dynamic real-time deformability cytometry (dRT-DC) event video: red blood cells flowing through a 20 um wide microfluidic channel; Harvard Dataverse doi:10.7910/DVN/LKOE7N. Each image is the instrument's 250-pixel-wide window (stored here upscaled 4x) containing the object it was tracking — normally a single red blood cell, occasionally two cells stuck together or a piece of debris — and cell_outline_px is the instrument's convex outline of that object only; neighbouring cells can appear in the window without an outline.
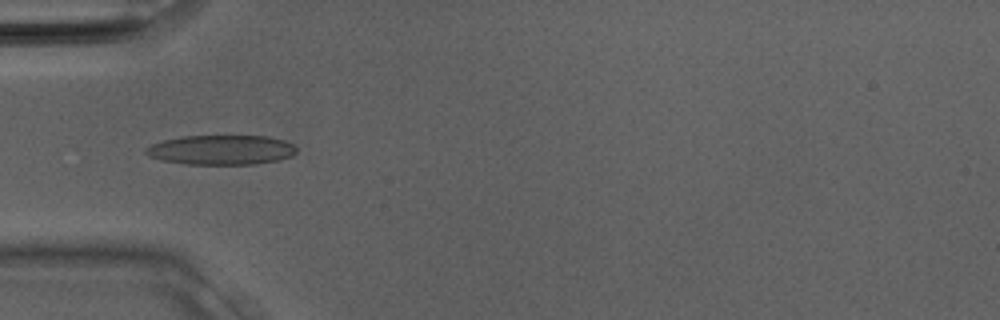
{"species": "Egyptian fruit bat (a non-hibernating species)", "species_latin": "Rousettus aegyptiacus", "temperature_condition": "room temperature", "stored_images_in_passage": 31, "camera_frame_rate_fps": 3000, "um_per_image_px": 0.085, "animal": {"sex": "male"}, "frame": {"image": 1, "passage_image": 9, "time_ms": 2.667, "image_size_px": [1000, 320], "cell_outline_px": [[296, 152], [292, 156], [276, 160], [256, 164], [184, 164], [160, 160], [148, 156], [144, 152], [144, 148], [152, 144], [164, 140], [184, 136], [268, 136], [284, 140], [292, 144], [296, 148]], "centroid_in_image_um": [18.78, 12.74], "position_along_channel_um": 66.2, "area_um2": 26.07}}
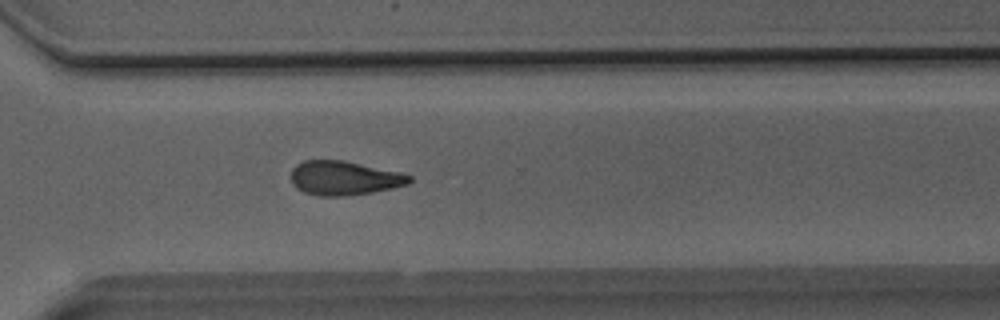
{"frame": {"image": 2, "passage_image": 22, "time_ms": 7.0, "image_size_px": [1000, 320], "cell_outline_px": [[412, 180], [408, 184], [392, 188], [372, 192], [344, 196], [320, 196], [304, 192], [296, 188], [292, 184], [292, 168], [296, 164], [304, 160], [344, 160], [404, 172], [412, 176]], "centroid_in_image_um": [29.28, 15.12], "position_along_channel_um": 341.3, "area_um2": 23.81}}
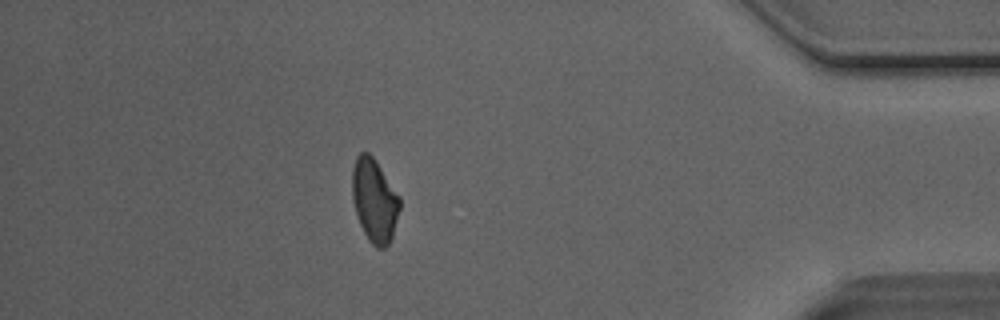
{"frame": {"image": 3, "passage_image": 27, "time_ms": 8.667, "image_size_px": [1000, 320], "cell_outline_px": [[400, 208], [392, 236], [388, 244], [384, 248], [376, 248], [368, 240], [360, 224], [352, 200], [352, 168], [356, 156], [360, 152], [368, 152], [376, 160], [400, 196]], "centroid_in_image_um": [31.82, 17.01], "position_along_channel_um": 403.4, "area_um2": 23.18}}